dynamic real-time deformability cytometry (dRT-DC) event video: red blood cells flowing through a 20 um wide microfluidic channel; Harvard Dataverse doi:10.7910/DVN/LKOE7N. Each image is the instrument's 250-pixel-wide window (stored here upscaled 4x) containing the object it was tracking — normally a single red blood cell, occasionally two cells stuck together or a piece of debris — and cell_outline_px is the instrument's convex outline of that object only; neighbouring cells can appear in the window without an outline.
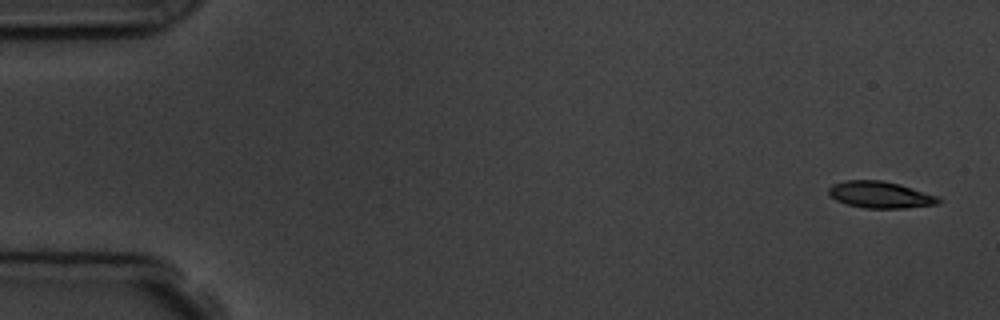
{"species": "common noctule bat (a hibernating species)", "species_latin": "Nyctalus noctula", "temperature_condition": "room temperature", "stored_images_in_passage": 4, "segment_of_instrument_passage": [2, 2], "camera_frame_rate_fps": 3000, "um_per_image_px": 0.085, "animal": {"sex": "male", "body_mass_g": 19.5, "forearm_length_mm": 54.6}, "frame": {"image": 1, "passage_image": 4, "time_ms": 4.333, "image_size_px": [1000, 320], "cell_outline_px": [[940, 200], [936, 204], [904, 208], [864, 208], [848, 204], [836, 200], [828, 196], [828, 188], [832, 184], [844, 180], [884, 180], [900, 184], [940, 196]], "centroid_in_image_um": [74.8, 16.54], "position_along_channel_um": 10.2, "area_um2": 17.22}}